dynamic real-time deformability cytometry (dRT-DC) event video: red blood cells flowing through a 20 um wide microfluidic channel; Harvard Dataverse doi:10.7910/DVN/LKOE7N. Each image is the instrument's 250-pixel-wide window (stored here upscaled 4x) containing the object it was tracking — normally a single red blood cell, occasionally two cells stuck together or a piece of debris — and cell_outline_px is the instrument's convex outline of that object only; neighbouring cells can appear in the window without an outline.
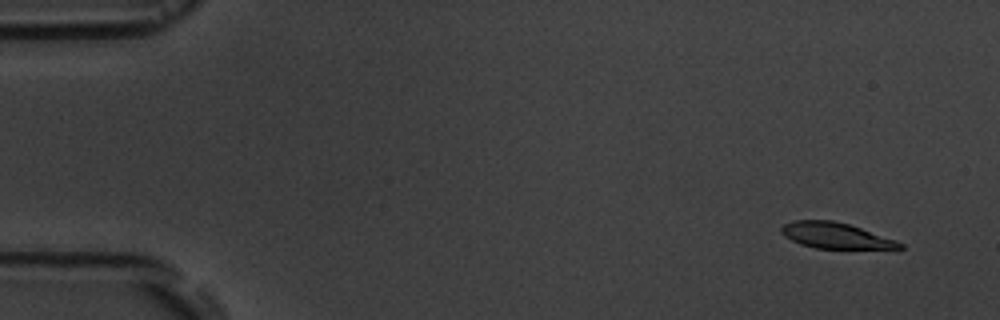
{"species": "common noctule bat (a hibernating species)", "species_latin": "Nyctalus noctula", "temperature_condition": "room temperature", "stored_images_in_passage": 5, "segment_of_instrument_passage": [2, 2], "camera_frame_rate_fps": 3000, "um_per_image_px": 0.085, "animal": {"sex": "male", "body_mass_g": 19.5, "forearm_length_mm": 54.6}, "frame": {"image": 1, "passage_image": 5, "time_ms": 4.667, "image_size_px": [1000, 320], "cell_outline_px": [[904, 248], [816, 248], [800, 244], [784, 236], [780, 232], [780, 228], [784, 224], [792, 220], [832, 220], [848, 224], [896, 240], [904, 244]], "centroid_in_image_um": [70.97, 20.01], "position_along_channel_um": 14.0, "area_um2": 17.57}}